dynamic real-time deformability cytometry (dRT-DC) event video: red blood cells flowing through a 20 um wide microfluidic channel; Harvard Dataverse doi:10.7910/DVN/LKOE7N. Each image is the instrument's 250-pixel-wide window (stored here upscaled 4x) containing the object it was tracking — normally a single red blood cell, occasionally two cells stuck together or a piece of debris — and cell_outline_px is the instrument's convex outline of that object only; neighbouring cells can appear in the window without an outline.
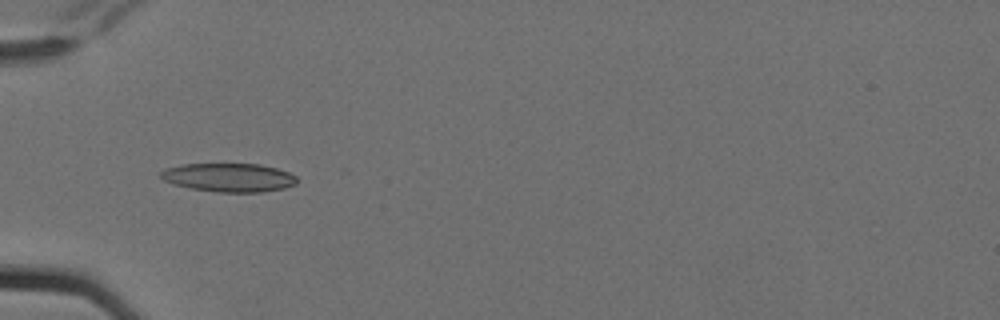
{"species": "Egyptian fruit bat (a non-hibernating species)", "species_latin": "Rousettus aegyptiacus", "temperature_condition": "cold", "stored_images_in_passage": 4, "camera_frame_rate_fps": 3000, "um_per_image_px": 0.085, "animal": {"sex": "female"}, "frame": {"image": 1, "passage_image": 3, "time_ms": 0.667, "image_size_px": [1000, 320], "cell_outline_px": [[296, 184], [284, 188], [260, 192], [216, 192], [192, 188], [176, 184], [164, 180], [160, 176], [160, 172], [164, 168], [184, 164], [260, 164], [276, 168], [288, 172], [296, 176]], "centroid_in_image_um": [19.46, 15.08], "position_along_channel_um": 65.5, "area_um2": 22.54}}
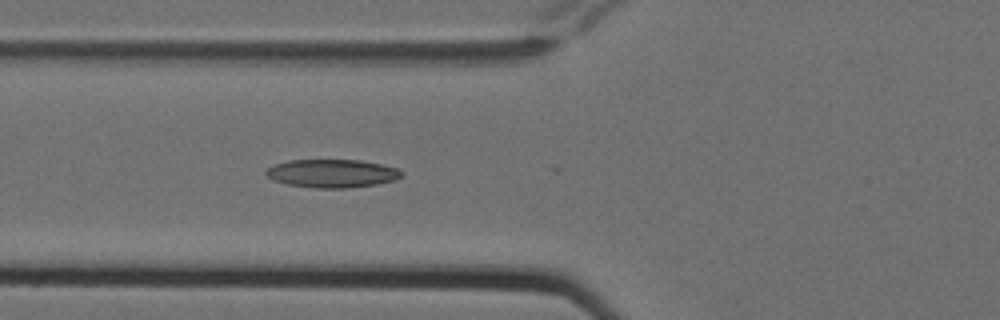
{"frame": {"image": 2, "passage_image": 4, "time_ms": 1.0, "image_size_px": [1000, 320], "cell_outline_px": [[404, 172], [396, 180], [376, 184], [348, 188], [316, 188], [288, 184], [272, 180], [264, 172], [268, 168], [276, 164], [288, 160], [360, 160], [380, 164], [396, 168]], "centroid_in_image_um": [28.22, 14.74], "position_along_channel_um": 97.6, "area_um2": 22.2}}